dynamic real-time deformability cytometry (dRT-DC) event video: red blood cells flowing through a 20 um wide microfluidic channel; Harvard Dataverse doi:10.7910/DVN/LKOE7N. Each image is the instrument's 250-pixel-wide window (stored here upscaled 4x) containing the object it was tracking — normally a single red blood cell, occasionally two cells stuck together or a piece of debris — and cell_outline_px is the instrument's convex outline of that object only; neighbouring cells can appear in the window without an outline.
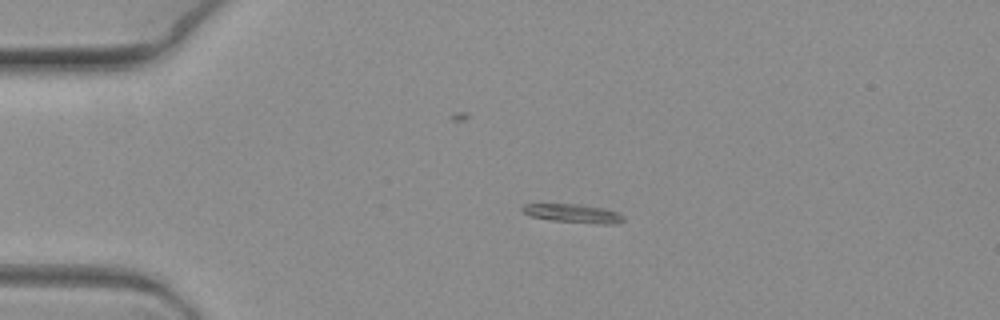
{"species": "common noctule bat (a hibernating species)", "species_latin": "Nyctalus noctula", "temperature_condition": "warm", "stored_images_in_passage": 6, "camera_frame_rate_fps": 3000, "um_per_image_px": 0.085, "animal": {"sex": "female", "body_mass_g": 19.3, "forearm_length_mm": 54.1}, "frame": {"image": 1, "passage_image": 3, "time_ms": 0.667, "image_size_px": [1000, 320], "cell_outline_px": [[624, 220], [616, 224], [596, 224], [552, 220], [532, 216], [524, 212], [520, 208], [524, 204], [584, 204], [604, 208], [616, 212], [624, 216]], "centroid_in_image_um": [48.76, 18.14], "position_along_channel_um": 36.2, "area_um2": 10.98}}